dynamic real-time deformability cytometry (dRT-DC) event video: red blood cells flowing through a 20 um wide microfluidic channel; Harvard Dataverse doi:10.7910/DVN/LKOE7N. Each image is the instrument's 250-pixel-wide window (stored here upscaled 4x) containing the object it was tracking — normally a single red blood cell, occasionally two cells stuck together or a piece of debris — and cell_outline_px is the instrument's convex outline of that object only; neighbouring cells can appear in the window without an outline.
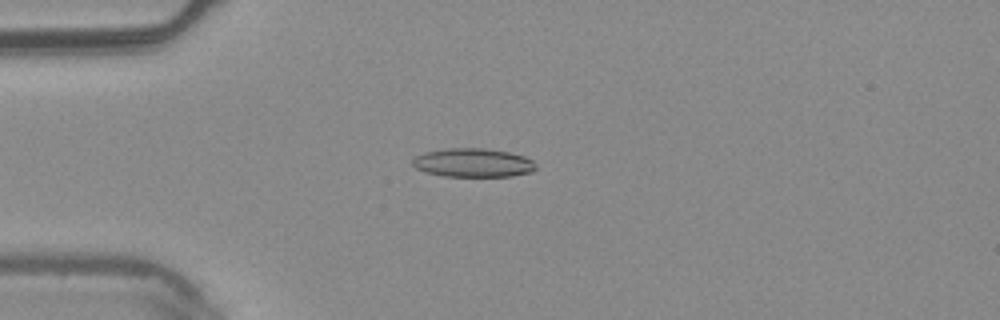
{"species": "common noctule bat (a hibernating species)", "species_latin": "Nyctalus noctula", "temperature_condition": "warm", "stored_images_in_passage": 5, "camera_frame_rate_fps": 3000, "um_per_image_px": 0.085, "animal": {"sex": "male", "body_mass_g": 20.4}, "frame": {"image": 1, "passage_image": 3, "time_ms": 0.667, "image_size_px": [1000, 320], "cell_outline_px": [[536, 168], [532, 172], [512, 176], [444, 176], [428, 172], [416, 168], [412, 164], [412, 160], [416, 156], [424, 152], [444, 148], [488, 148], [508, 152], [524, 156], [532, 160], [536, 164]], "centroid_in_image_um": [40.23, 13.82], "position_along_channel_um": 44.8, "area_um2": 20.69}}